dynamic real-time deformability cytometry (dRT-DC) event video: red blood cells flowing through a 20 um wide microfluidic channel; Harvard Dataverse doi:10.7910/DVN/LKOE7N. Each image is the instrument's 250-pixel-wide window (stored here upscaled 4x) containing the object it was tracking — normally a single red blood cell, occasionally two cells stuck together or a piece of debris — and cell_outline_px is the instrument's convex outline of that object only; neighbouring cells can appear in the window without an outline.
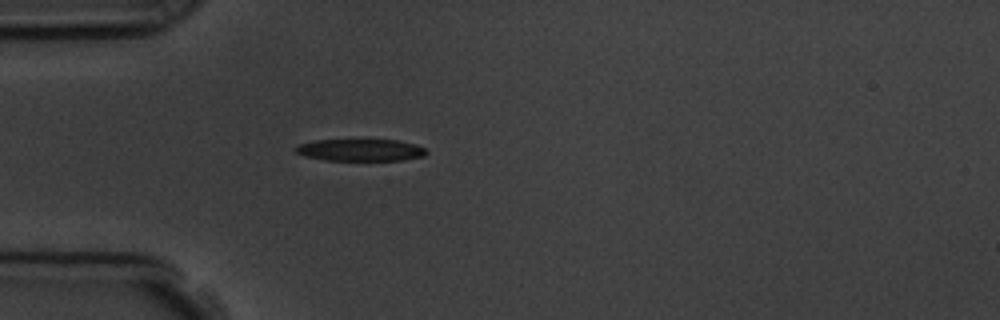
{"species": "common noctule bat (a hibernating species)", "species_latin": "Nyctalus noctula", "temperature_condition": "room temperature", "stored_images_in_passage": 5, "camera_frame_rate_fps": 3000, "um_per_image_px": 0.085, "animal": {"sex": "male", "body_mass_g": 19.5, "forearm_length_mm": 54.6}, "frame": {"image": 1, "passage_image": 5, "time_ms": 4.333, "image_size_px": [1000, 320], "cell_outline_px": [[428, 152], [424, 156], [404, 160], [324, 160], [304, 156], [296, 152], [296, 148], [300, 144], [316, 140], [360, 136], [396, 140], [416, 144], [424, 148]], "centroid_in_image_um": [30.65, 12.69], "position_along_channel_um": 54.3, "area_um2": 17.8}}